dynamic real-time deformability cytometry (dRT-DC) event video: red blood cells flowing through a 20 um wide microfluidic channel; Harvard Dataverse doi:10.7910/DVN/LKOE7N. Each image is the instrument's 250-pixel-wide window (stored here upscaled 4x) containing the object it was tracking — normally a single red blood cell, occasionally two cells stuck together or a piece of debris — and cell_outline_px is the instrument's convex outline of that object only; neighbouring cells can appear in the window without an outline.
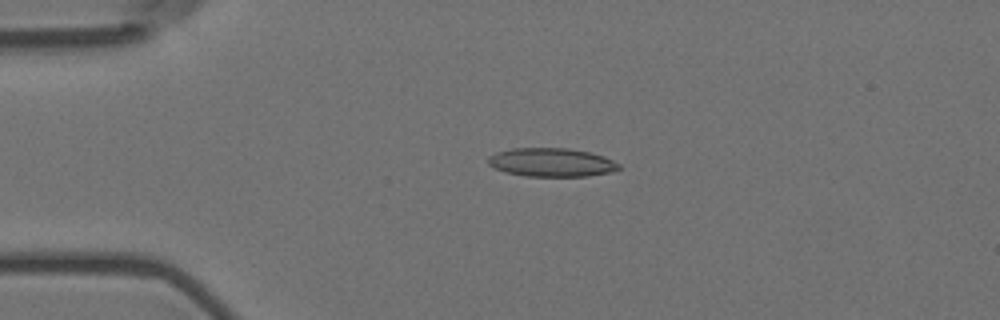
{"species": "Egyptian fruit bat (a non-hibernating species)", "species_latin": "Rousettus aegyptiacus", "temperature_condition": "room temperature", "stored_images_in_passage": 5, "camera_frame_rate_fps": 3000, "um_per_image_px": 0.085, "animal": {"sex": "female"}, "frame": {"image": 1, "passage_image": 4, "time_ms": 1.0, "image_size_px": [1000, 320], "cell_outline_px": [[620, 168], [612, 172], [588, 176], [524, 176], [504, 172], [488, 164], [488, 156], [496, 152], [512, 148], [568, 148], [592, 152], [604, 156], [620, 164]], "centroid_in_image_um": [46.88, 13.8], "position_along_channel_um": 38.1, "area_um2": 21.96}}